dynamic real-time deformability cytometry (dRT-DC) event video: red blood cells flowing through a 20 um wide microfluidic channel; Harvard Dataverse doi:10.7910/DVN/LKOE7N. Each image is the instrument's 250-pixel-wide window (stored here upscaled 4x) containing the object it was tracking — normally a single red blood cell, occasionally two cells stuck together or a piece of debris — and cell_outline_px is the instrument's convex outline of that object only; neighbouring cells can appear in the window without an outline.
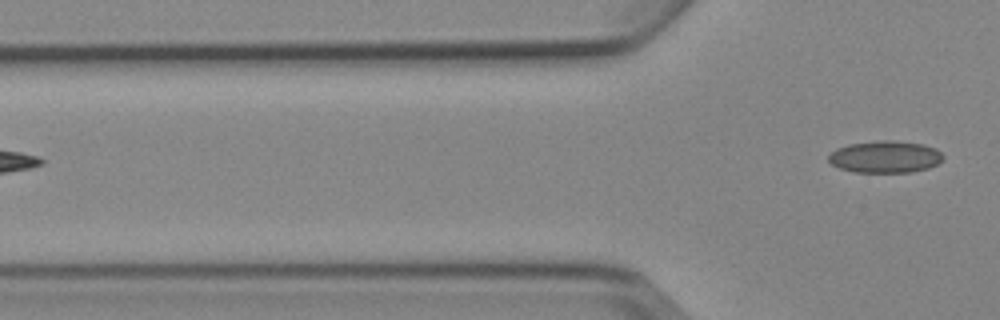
{"species": "Egyptian fruit bat (a non-hibernating species)", "species_latin": "Rousettus aegyptiacus", "temperature_condition": "cold", "stored_images_in_passage": 4, "camera_frame_rate_fps": 3000, "um_per_image_px": 0.085, "animal": {"sex": "female"}, "frame": {"image": 1, "passage_image": 4, "time_ms": 3.667, "image_size_px": [1000, 320], "cell_outline_px": [[944, 156], [936, 164], [928, 168], [912, 172], [852, 172], [840, 168], [832, 164], [828, 160], [828, 156], [836, 148], [848, 144], [884, 140], [892, 140], [924, 144], [936, 148]], "centroid_in_image_um": [75.23, 13.33], "position_along_channel_um": 50.6, "area_um2": 21.33}}